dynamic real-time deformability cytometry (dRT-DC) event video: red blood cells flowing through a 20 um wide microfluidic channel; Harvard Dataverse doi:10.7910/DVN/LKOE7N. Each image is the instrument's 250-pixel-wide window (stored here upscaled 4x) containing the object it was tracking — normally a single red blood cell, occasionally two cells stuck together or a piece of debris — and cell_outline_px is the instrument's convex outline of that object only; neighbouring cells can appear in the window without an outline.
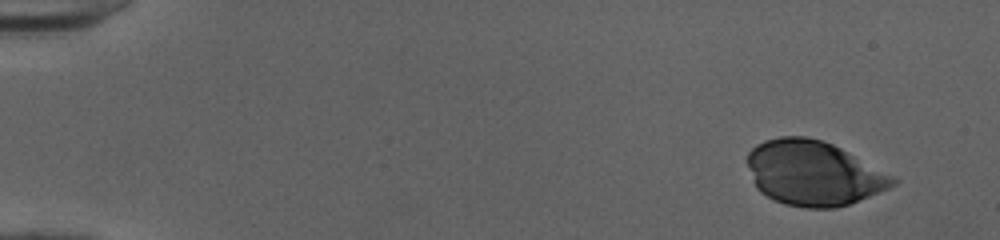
{"species": "human", "species_latin": "Homo sapiens", "temperature_condition": "cold", "stored_images_in_passage": 42, "camera_frame_rate_fps": 3000, "um_per_image_px": 0.085, "donor": {"sex": "female"}, "frame": {"image": 1, "passage_image": 1, "time_ms": 0.0, "image_size_px": [1000, 240], "cell_outline_px": [[900, 180], [896, 184], [888, 188], [848, 204], [836, 208], [804, 208], [784, 204], [760, 192], [756, 188], [748, 164], [748, 152], [756, 144], [764, 140], [780, 136], [804, 136], [820, 140], [832, 144], [848, 152]], "centroid_in_image_um": [69.12, 14.72], "position_along_channel_um": 15.9, "area_um2": 54.33}}
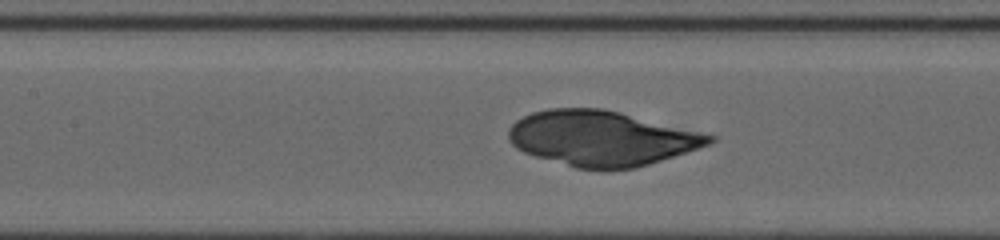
{"frame": {"image": 2, "passage_image": 22, "time_ms": 7.0, "image_size_px": [1000, 240], "cell_outline_px": [[716, 140], [712, 144], [636, 168], [608, 172], [600, 172], [576, 168], [536, 156], [524, 152], [516, 148], [508, 140], [508, 128], [516, 120], [532, 112], [548, 108], [604, 108], [716, 136]], "centroid_in_image_um": [51.11, 11.78], "position_along_channel_um": 156.3, "area_um2": 65.03}}
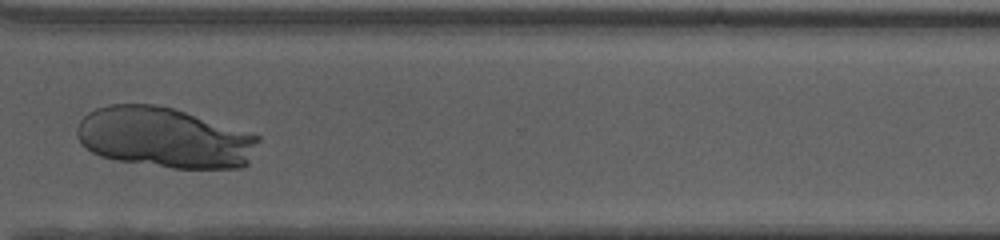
{"frame": {"image": 3, "passage_image": 37, "time_ms": 12.0, "image_size_px": [1000, 240], "cell_outline_px": [[260, 140], [248, 164], [240, 168], [172, 168], [116, 160], [100, 156], [92, 152], [76, 136], [76, 128], [80, 120], [88, 112], [96, 108], [108, 104], [156, 104], [172, 108], [260, 136]], "centroid_in_image_um": [13.96, 11.7], "position_along_channel_um": 356.6, "area_um2": 63.75}}